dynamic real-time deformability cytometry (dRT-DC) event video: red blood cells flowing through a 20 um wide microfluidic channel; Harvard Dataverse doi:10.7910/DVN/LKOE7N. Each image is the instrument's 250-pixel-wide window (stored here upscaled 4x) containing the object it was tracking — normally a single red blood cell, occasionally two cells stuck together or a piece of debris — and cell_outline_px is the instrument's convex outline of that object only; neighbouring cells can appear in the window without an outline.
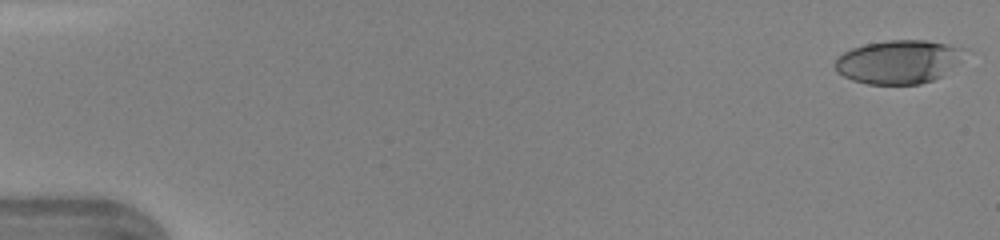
{"species": "human", "species_latin": "Homo sapiens", "temperature_condition": "warm", "stored_images_in_passage": 46, "camera_frame_rate_fps": 3000, "um_per_image_px": 0.085, "donor": {"sex": "female"}, "frame": {"image": 1, "passage_image": 1, "time_ms": 0.0, "image_size_px": [1000, 240], "cell_outline_px": [[972, 52], [940, 76], [932, 80], [920, 84], [868, 84], [852, 80], [836, 72], [832, 64], [836, 56], [852, 48], [864, 44], [888, 40], [928, 40], [968, 48]], "centroid_in_image_um": [76.39, 5.23], "position_along_channel_um": 8.6, "area_um2": 33.47}}
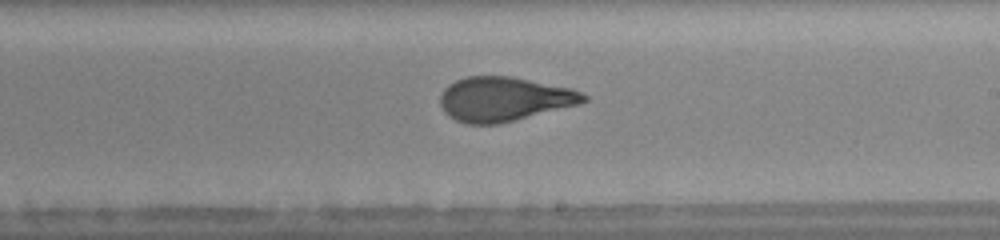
{"frame": {"image": 2, "passage_image": 28, "time_ms": 9.0, "image_size_px": [1000, 240], "cell_outline_px": [[588, 100], [576, 104], [500, 124], [464, 124], [448, 116], [444, 112], [440, 104], [440, 96], [444, 88], [448, 84], [456, 80], [468, 76], [512, 76], [572, 88], [588, 96]], "centroid_in_image_um": [42.8, 8.41], "position_along_channel_um": 246.2, "area_um2": 36.99}}
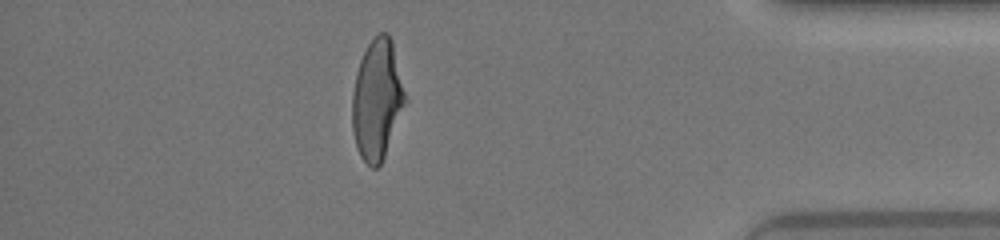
{"frame": {"image": 3, "passage_image": 41, "time_ms": 13.333, "image_size_px": [1000, 240], "cell_outline_px": [[408, 100], [384, 156], [380, 164], [376, 168], [372, 168], [360, 156], [356, 144], [352, 128], [352, 92], [356, 72], [360, 60], [368, 44], [380, 32], [388, 32], [392, 40]], "centroid_in_image_um": [32.07, 8.45], "position_along_channel_um": 403.1, "area_um2": 37.22}, "authors_computed_cell_mechanics": {"area_um2": 36.8475, "velocity_mm_per_s": 4.3881, "shape_relaxation_time_tau1_ms": 4.0933, "shape_relaxation_time_tau2_ms": 0.9031, "deformation_change_tau1": 0.1987, "deformation_change_tau2": 0.0875}}